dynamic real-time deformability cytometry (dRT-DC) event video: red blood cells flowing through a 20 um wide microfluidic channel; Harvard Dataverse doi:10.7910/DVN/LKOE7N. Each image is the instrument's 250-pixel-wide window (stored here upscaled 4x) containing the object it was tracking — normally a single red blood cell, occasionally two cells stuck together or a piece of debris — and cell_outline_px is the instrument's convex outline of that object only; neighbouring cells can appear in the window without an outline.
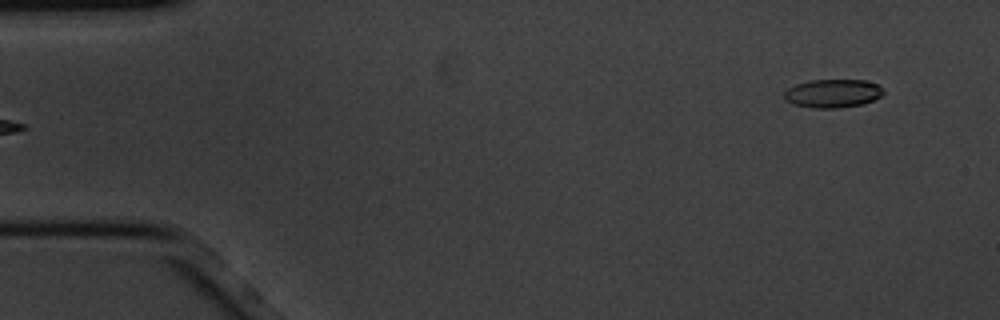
{"species": "common noctule bat (a hibernating species)", "species_latin": "Nyctalus noctula", "temperature_condition": "cold", "stored_images_in_passage": 5, "segment_of_instrument_passage": [2, 2], "camera_frame_rate_fps": 3000, "um_per_image_px": 0.085, "animal": {"sex": "male", "body_mass_g": 20.1, "forearm_length_mm": 53.5}, "frame": {"image": 1, "passage_image": 5, "time_ms": 1.333, "image_size_px": [1000, 320], "cell_outline_px": [[884, 92], [880, 96], [872, 100], [860, 104], [836, 108], [816, 108], [792, 104], [784, 100], [784, 92], [788, 88], [796, 84], [808, 80], [864, 80], [880, 84], [884, 88]], "centroid_in_image_um": [70.77, 7.92], "position_along_channel_um": 14.2, "area_um2": 16.47}}